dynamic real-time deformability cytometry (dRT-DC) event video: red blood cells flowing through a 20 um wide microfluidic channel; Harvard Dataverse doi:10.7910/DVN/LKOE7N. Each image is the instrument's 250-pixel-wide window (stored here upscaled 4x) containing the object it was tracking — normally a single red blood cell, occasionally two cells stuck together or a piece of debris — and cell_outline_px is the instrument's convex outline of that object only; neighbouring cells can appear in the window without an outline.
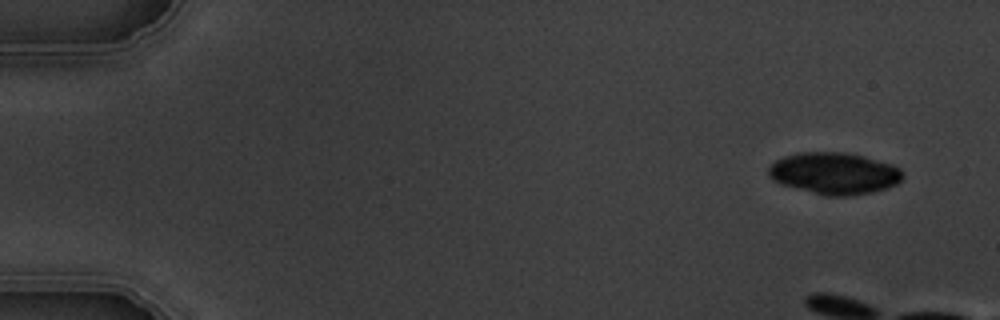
{"species": "common noctule bat (a hibernating species)", "species_latin": "Nyctalus noctula", "temperature_condition": "warm", "stored_images_in_passage": 5, "camera_frame_rate_fps": 3000, "um_per_image_px": 0.085, "animal": {"sex": "male", "body_mass_g": 19.5, "forearm_length_mm": 54.6}, "frame": {"image": 1, "passage_image": 1, "time_ms": 0.0, "image_size_px": [1000, 320], "cell_outline_px": [[904, 176], [896, 184], [888, 188], [872, 192], [852, 196], [824, 196], [780, 184], [772, 180], [768, 176], [768, 168], [776, 160], [784, 156], [800, 152], [844, 152], [864, 156], [892, 164], [900, 168], [904, 172]], "centroid_in_image_um": [70.92, 14.74], "position_along_channel_um": 14.1, "area_um2": 33.0}}